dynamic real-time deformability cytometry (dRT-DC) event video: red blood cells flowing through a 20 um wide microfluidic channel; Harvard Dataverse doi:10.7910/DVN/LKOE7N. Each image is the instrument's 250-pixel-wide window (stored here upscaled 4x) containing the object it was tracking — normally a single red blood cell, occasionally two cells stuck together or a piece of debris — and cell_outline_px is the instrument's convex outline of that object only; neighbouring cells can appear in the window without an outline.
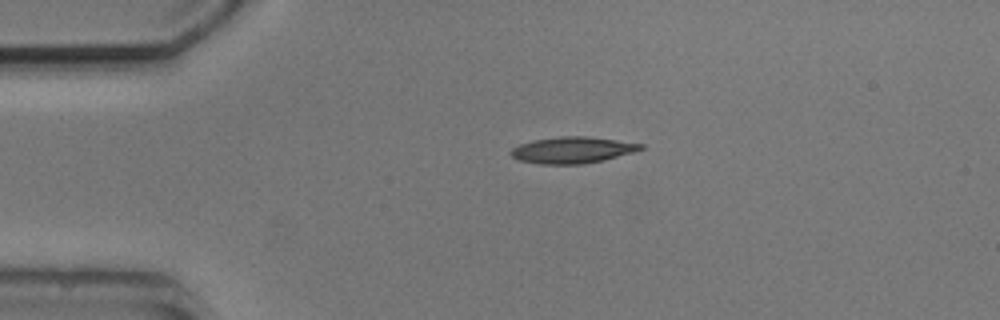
{"species": "common noctule bat (a hibernating species)", "species_latin": "Nyctalus noctula", "temperature_condition": "cold", "stored_images_in_passage": 2, "camera_frame_rate_fps": 3000, "um_per_image_px": 0.085, "animal": {"sex": "male", "body_mass_g": 20.5, "forearm_length_mm": 52.5}, "frame": {"image": 1, "passage_image": 1, "time_ms": 0.0, "image_size_px": [1000, 320], "cell_outline_px": [[644, 148], [632, 152], [604, 160], [584, 164], [540, 164], [520, 160], [512, 156], [508, 152], [512, 148], [520, 144], [532, 140], [560, 136], [584, 136], [616, 140], [644, 144]], "centroid_in_image_um": [48.63, 12.75], "position_along_channel_um": 36.4, "area_um2": 19.88}}